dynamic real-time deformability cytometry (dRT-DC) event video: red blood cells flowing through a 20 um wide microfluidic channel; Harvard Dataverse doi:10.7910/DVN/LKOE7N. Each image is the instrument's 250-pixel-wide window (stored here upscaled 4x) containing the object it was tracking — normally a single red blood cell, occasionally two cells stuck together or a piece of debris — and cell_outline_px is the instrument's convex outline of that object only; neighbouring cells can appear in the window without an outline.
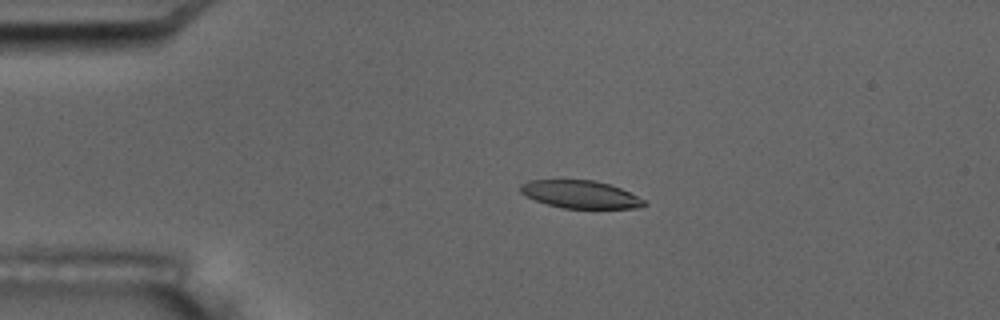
{"species": "common noctule bat (a hibernating species)", "species_latin": "Nyctalus noctula", "temperature_condition": "room temperature", "stored_images_in_passage": 4, "camera_frame_rate_fps": 3000, "um_per_image_px": 0.085, "animal": {"sex": "male", "body_mass_g": 17.5, "forearm_length_mm": 52.3}, "frame": {"image": 1, "passage_image": 3, "time_ms": 2.333, "image_size_px": [1000, 320], "cell_outline_px": [[648, 204], [640, 208], [564, 208], [548, 204], [524, 196], [520, 192], [520, 184], [528, 180], [592, 180], [608, 184], [620, 188], [644, 200]], "centroid_in_image_um": [49.3, 16.52], "position_along_channel_um": 35.7, "area_um2": 19.83}}